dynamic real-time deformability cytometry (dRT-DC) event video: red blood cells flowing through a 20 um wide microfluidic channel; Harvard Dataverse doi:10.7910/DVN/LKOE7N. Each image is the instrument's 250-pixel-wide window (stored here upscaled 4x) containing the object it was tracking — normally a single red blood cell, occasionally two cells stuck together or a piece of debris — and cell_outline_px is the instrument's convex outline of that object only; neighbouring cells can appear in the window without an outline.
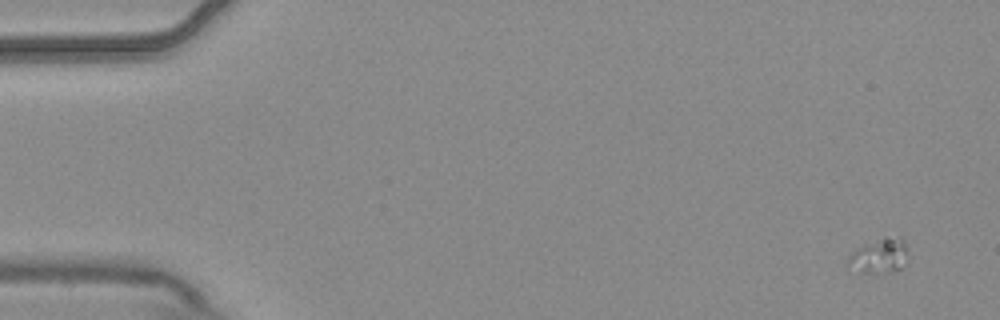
{"species": "common noctule bat (a hibernating species)", "species_latin": "Nyctalus noctula", "temperature_condition": "warm", "stored_images_in_passage": 4, "camera_frame_rate_fps": 3000, "um_per_image_px": 0.085, "animal": {"sex": "male", "body_mass_g": 20.4}, "frame": {"image": 1, "passage_image": 1, "time_ms": 0.0, "image_size_px": [1000, 320], "cell_outline_px": [[904, 264], [900, 268], [880, 272], [864, 272], [848, 264], [848, 256], [852, 252], [884, 236], [900, 236], [904, 244]], "centroid_in_image_um": [74.73, 21.71], "position_along_channel_um": 10.3, "area_um2": 11.16}}
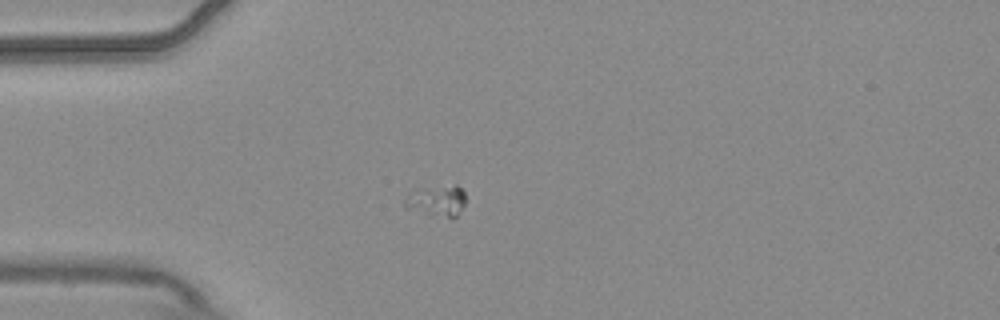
{"frame": {"image": 2, "passage_image": 4, "time_ms": 1.0, "image_size_px": [1000, 320], "cell_outline_px": [[464, 204], [456, 216], [452, 220], [428, 216], [404, 208], [404, 200], [408, 192], [424, 188], [456, 184], [464, 192]], "centroid_in_image_um": [37.09, 17.12], "position_along_channel_um": 47.9, "area_um2": 11.5}}